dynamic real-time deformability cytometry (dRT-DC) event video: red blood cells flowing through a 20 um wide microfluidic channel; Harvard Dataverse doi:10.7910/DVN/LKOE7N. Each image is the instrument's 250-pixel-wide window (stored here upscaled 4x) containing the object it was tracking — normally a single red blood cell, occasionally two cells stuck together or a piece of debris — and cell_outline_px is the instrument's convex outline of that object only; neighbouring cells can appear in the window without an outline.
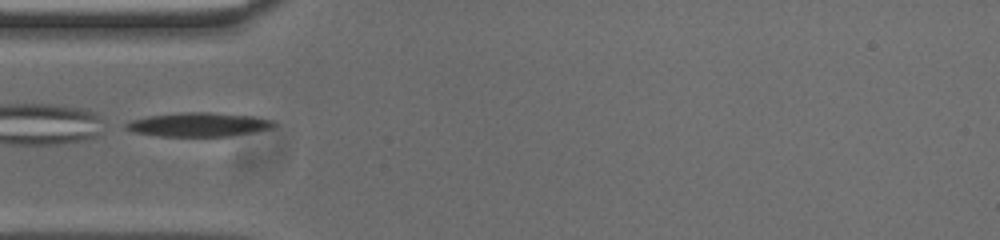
{"species": "common noctule bat (a hibernating species)", "species_latin": "Nyctalus noctula", "temperature_condition": "cold", "stored_images_in_passage": 33, "camera_frame_rate_fps": 3000, "um_per_image_px": 0.085, "animal": {"sex": "male", "body_mass_g": 20.0, "forearm_length_mm": 53.3}, "frame": {"image": 1, "passage_image": 1, "time_ms": 0.0, "image_size_px": [1000, 240], "cell_outline_px": [[276, 124], [272, 128], [252, 132], [228, 136], [160, 136], [136, 132], [124, 128], [124, 124], [132, 120], [148, 116], [184, 112], [208, 112], [252, 116], [272, 120]], "centroid_in_image_um": [16.87, 10.58], "position_along_channel_um": 68.1, "area_um2": 20.4}}
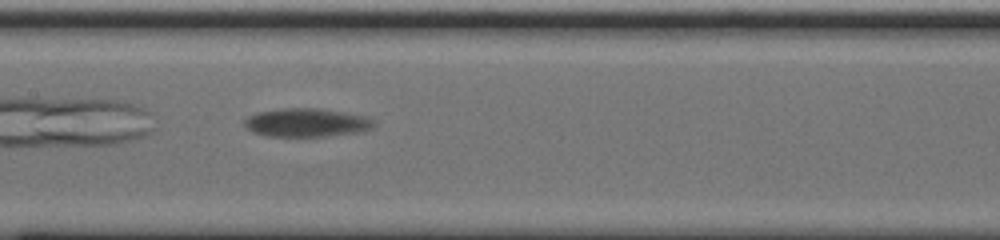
{"frame": {"image": 2, "passage_image": 11, "time_ms": 3.333, "image_size_px": [1000, 240], "cell_outline_px": [[376, 124], [372, 128], [364, 132], [324, 136], [268, 136], [252, 132], [244, 128], [244, 120], [248, 116], [260, 112], [284, 108], [316, 108], [344, 112], [364, 116], [376, 120]], "centroid_in_image_um": [26.09, 10.43], "position_along_channel_um": 181.3, "area_um2": 21.62}}
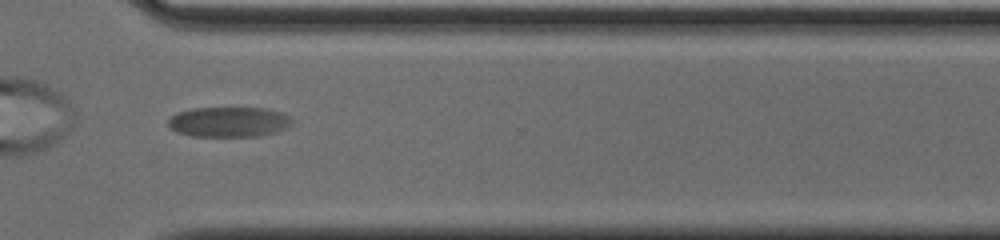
{"frame": {"image": 3, "passage_image": 26, "time_ms": 8.333, "image_size_px": [1000, 240], "cell_outline_px": [[292, 124], [288, 128], [276, 132], [260, 136], [192, 136], [176, 132], [168, 124], [168, 120], [172, 116], [180, 112], [192, 108], [268, 108], [280, 112], [288, 116], [292, 120]], "centroid_in_image_um": [19.49, 10.36], "position_along_channel_um": 351.1, "area_um2": 21.73}}